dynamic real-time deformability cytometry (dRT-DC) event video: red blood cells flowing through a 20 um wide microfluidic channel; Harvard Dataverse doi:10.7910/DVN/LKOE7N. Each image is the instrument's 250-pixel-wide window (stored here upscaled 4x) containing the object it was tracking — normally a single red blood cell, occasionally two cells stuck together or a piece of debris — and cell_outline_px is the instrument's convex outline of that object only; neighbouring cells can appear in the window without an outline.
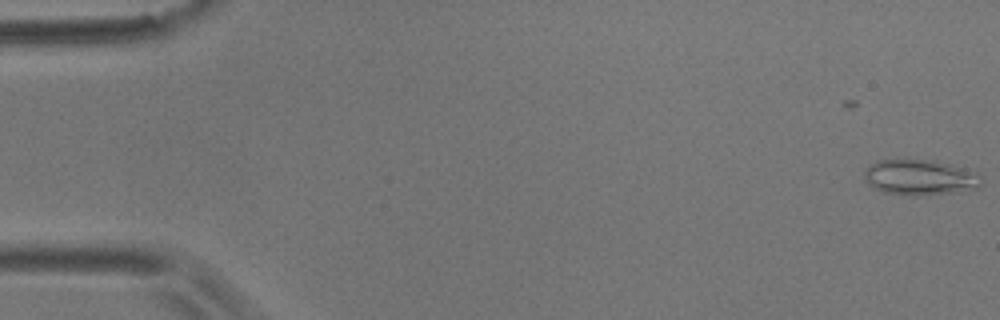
{"species": "common noctule bat (a hibernating species)", "species_latin": "Nyctalus noctula", "temperature_condition": "room temperature", "stored_images_in_passage": 40, "camera_frame_rate_fps": 3000, "um_per_image_px": 0.085, "animal": {"sex": "male", "body_mass_g": 17.9}, "frame": {"image": 1, "passage_image": 1, "time_ms": 0.0, "image_size_px": [1000, 320], "cell_outline_px": [[980, 188], [952, 192], [916, 196], [912, 196], [884, 192], [872, 188], [864, 180], [864, 168], [868, 164], [876, 160], [936, 160], [960, 168], [980, 176]], "centroid_in_image_um": [78.08, 15.08], "position_along_channel_um": 6.9, "area_um2": 24.1}}
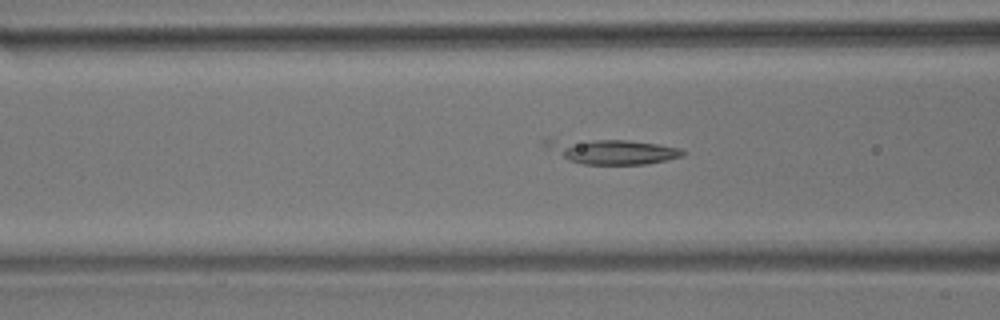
{"frame": {"image": 2, "passage_image": 22, "time_ms": 7.0, "image_size_px": [1000, 320], "cell_outline_px": [[688, 152], [684, 156], [668, 160], [648, 164], [584, 164], [568, 160], [544, 148], [540, 140], [628, 140], [656, 144], [680, 148]], "centroid_in_image_um": [52.05, 12.88], "position_along_channel_um": 114.6, "area_um2": 19.83}}
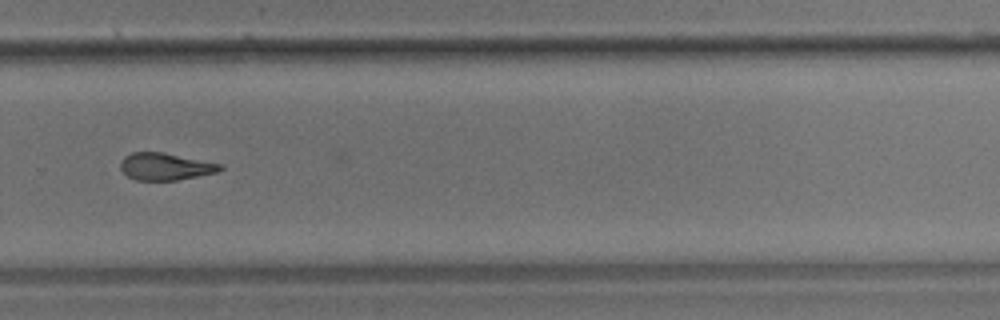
{"frame": {"image": 3, "passage_image": 39, "time_ms": 12.667, "image_size_px": [1000, 320], "cell_outline_px": [[224, 168], [216, 172], [176, 180], [136, 180], [128, 176], [120, 168], [120, 160], [124, 156], [132, 152], [160, 152], [224, 164]], "centroid_in_image_um": [14.04, 14.15], "position_along_channel_um": 315.8, "area_um2": 15.66}}